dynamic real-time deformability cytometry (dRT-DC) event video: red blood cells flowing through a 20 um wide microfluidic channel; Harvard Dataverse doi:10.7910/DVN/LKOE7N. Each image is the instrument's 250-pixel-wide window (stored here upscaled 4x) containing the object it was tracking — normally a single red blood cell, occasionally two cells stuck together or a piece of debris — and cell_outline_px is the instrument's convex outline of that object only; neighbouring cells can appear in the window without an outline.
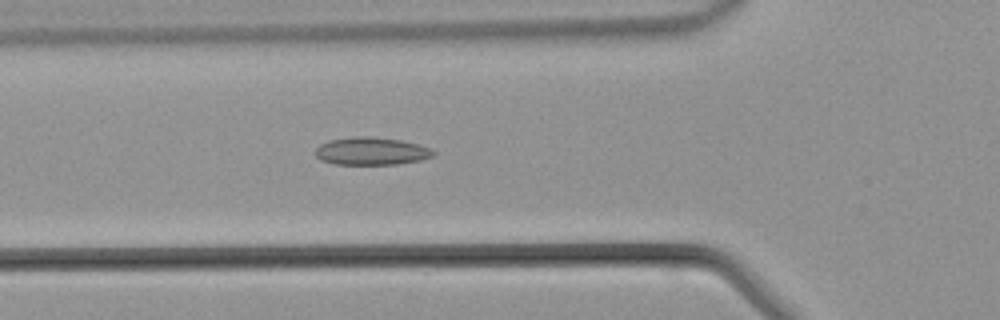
{"species": "common noctule bat (a hibernating species)", "species_latin": "Nyctalus noctula", "temperature_condition": "warm", "stored_images_in_passage": 44, "camera_frame_rate_fps": 3000, "um_per_image_px": 0.085, "animal": {"sex": "male", "body_mass_g": 21.5, "forearm_length_mm": 52.0}, "frame": {"image": 1, "passage_image": 15, "time_ms": 4.667, "image_size_px": [1000, 320], "cell_outline_px": [[436, 152], [432, 156], [420, 160], [396, 164], [332, 164], [320, 160], [316, 156], [316, 148], [320, 144], [328, 140], [356, 136], [368, 136], [400, 140], [416, 144], [428, 148]], "centroid_in_image_um": [31.51, 12.85], "position_along_channel_um": 94.3, "area_um2": 18.9}}
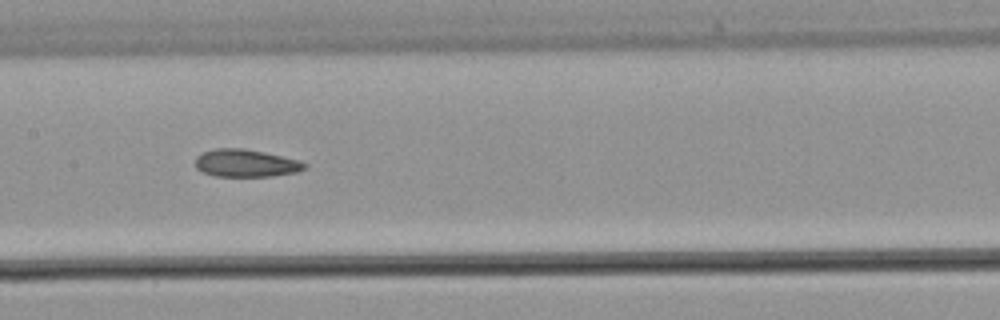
{"frame": {"image": 2, "passage_image": 21, "time_ms": 6.667, "image_size_px": [1000, 320], "cell_outline_px": [[308, 168], [296, 172], [272, 176], [216, 176], [204, 172], [196, 168], [196, 156], [204, 152], [216, 148], [244, 148], [264, 152], [300, 160], [308, 164]], "centroid_in_image_um": [20.94, 13.86], "position_along_channel_um": 186.5, "area_um2": 17.57}}
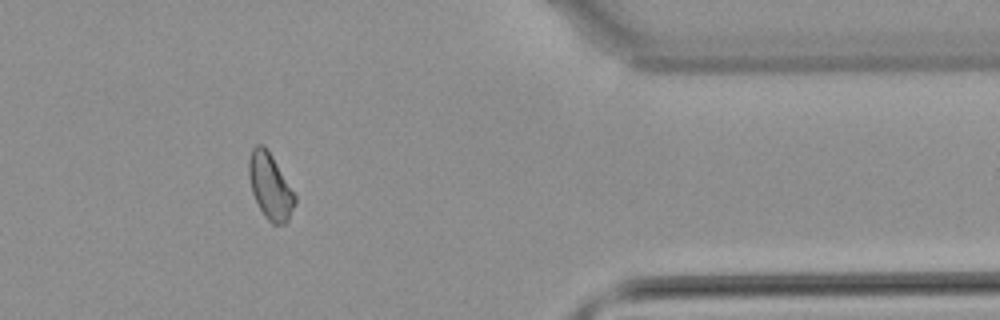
{"frame": {"image": 3, "passage_image": 36, "time_ms": 11.667, "image_size_px": [1000, 320], "cell_outline_px": [[296, 204], [288, 220], [284, 224], [272, 224], [264, 216], [252, 192], [248, 176], [248, 160], [252, 148], [256, 144], [264, 144], [272, 156], [296, 196]], "centroid_in_image_um": [22.96, 15.83], "position_along_channel_um": 388.4, "area_um2": 17.63}}